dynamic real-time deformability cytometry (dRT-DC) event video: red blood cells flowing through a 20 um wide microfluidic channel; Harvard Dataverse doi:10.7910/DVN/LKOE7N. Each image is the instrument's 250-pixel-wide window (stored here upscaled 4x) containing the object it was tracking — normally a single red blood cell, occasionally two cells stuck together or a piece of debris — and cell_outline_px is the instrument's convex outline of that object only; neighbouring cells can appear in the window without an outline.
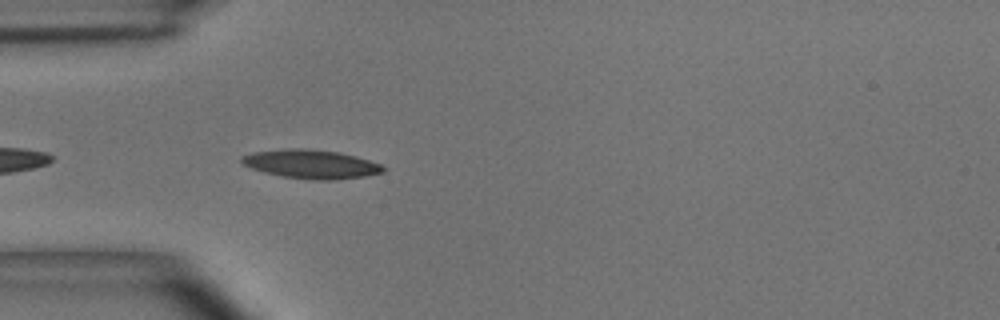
{"species": "common noctule bat (a hibernating species)", "species_latin": "Nyctalus noctula", "temperature_condition": "room temperature", "stored_images_in_passage": 14, "camera_frame_rate_fps": 3000, "um_per_image_px": 0.085, "animal": {"sex": "male", "body_mass_g": 15.6}, "frame": {"image": 1, "passage_image": 3, "time_ms": 0.667, "image_size_px": [1000, 320], "cell_outline_px": [[388, 168], [384, 172], [364, 176], [336, 180], [312, 180], [284, 176], [264, 172], [252, 168], [244, 164], [240, 160], [240, 156], [252, 152], [284, 148], [304, 148], [340, 152], [356, 156], [380, 164]], "centroid_in_image_um": [26.45, 13.94], "position_along_channel_um": 58.5, "area_um2": 23.87}}
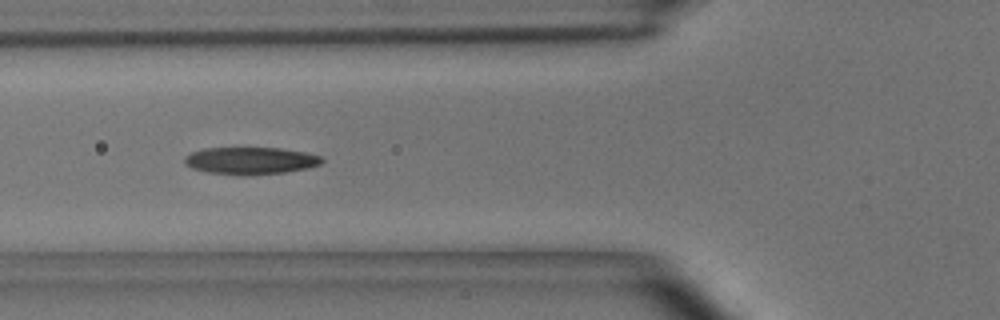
{"frame": {"image": 2, "passage_image": 7, "time_ms": 2.0, "image_size_px": [1000, 320], "cell_outline_px": [[324, 160], [320, 164], [308, 168], [284, 172], [248, 176], [236, 176], [208, 172], [192, 168], [184, 164], [184, 156], [192, 152], [204, 148], [280, 148], [304, 152], [320, 156]], "centroid_in_image_um": [21.26, 13.67], "position_along_channel_um": 104.5, "area_um2": 21.96}}